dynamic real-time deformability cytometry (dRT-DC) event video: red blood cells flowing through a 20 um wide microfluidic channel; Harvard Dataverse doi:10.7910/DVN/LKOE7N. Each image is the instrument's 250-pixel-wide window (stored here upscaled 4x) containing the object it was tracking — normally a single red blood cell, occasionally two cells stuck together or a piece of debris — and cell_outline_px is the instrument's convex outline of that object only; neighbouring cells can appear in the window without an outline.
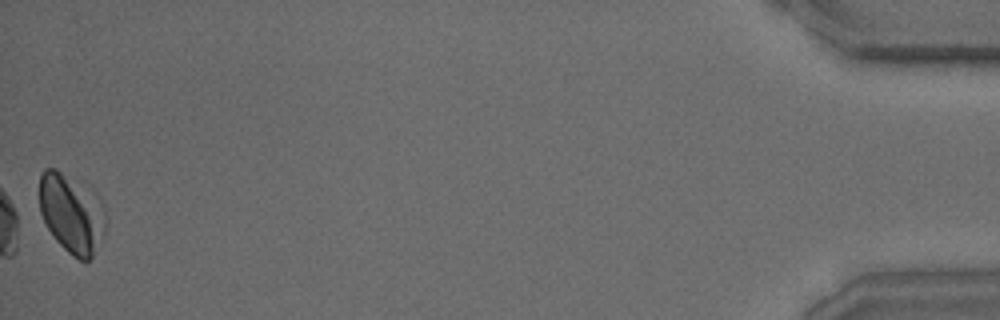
{"species": "common noctule bat (a hibernating species)", "species_latin": "Nyctalus noctula", "temperature_condition": "warm", "stored_images_in_passage": 30, "camera_frame_rate_fps": 3000, "um_per_image_px": 0.085, "animal": {"sex": "male", "body_mass_g": 15.6}, "frame": {"image": 1, "passage_image": 30, "time_ms": 9.667, "image_size_px": [1000, 320], "cell_outline_px": [[104, 228], [92, 256], [88, 260], [80, 260], [72, 256], [56, 240], [48, 228], [40, 212], [40, 176], [44, 168], [56, 168], [104, 208]], "centroid_in_image_um": [5.99, 18.21], "position_along_channel_um": 429.2, "area_um2": 28.55}}